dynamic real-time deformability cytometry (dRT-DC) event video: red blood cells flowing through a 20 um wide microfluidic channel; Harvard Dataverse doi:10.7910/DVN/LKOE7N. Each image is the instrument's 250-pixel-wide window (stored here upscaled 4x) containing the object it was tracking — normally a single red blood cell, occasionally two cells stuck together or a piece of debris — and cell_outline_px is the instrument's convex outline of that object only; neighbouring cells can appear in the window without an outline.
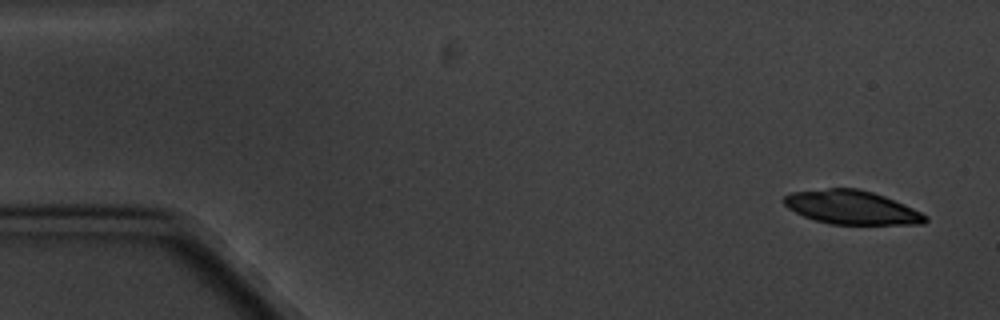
{"species": "common noctule bat (a hibernating species)", "species_latin": "Nyctalus noctula", "temperature_condition": "cold", "stored_images_in_passage": 4, "camera_frame_rate_fps": 3000, "um_per_image_px": 0.085, "animal": {"sex": "male", "body_mass_g": 20.1, "forearm_length_mm": 53.5}, "frame": {"image": 1, "passage_image": 1, "time_ms": 0.0, "image_size_px": [1000, 320], "cell_outline_px": [[928, 220], [924, 224], [828, 224], [804, 216], [788, 208], [780, 200], [784, 196], [792, 192], [828, 188], [856, 188], [872, 192], [884, 196], [904, 204], [928, 216]], "centroid_in_image_um": [72.38, 17.63], "position_along_channel_um": 12.6, "area_um2": 27.74}}